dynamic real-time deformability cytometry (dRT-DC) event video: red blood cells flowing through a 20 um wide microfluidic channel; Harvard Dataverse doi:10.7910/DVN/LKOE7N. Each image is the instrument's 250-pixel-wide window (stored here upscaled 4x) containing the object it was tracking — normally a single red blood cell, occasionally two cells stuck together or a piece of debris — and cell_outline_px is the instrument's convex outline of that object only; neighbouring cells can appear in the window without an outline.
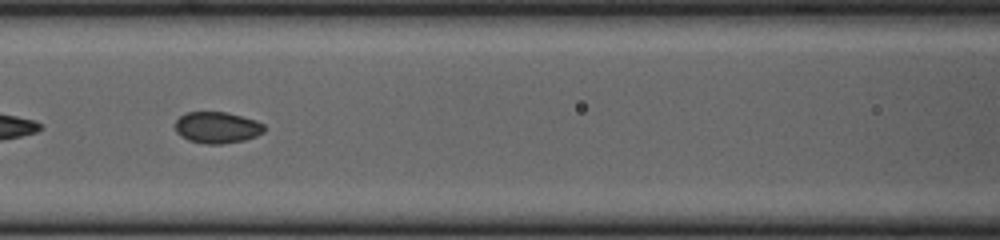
{"species": "common noctule bat (a hibernating species)", "species_latin": "Nyctalus noctula", "temperature_condition": "cold", "stored_images_in_passage": 50, "camera_frame_rate_fps": 3000, "um_per_image_px": 0.085, "animal": {"sex": "female", "body_mass_g": 23.0, "forearm_length_mm": 53.4}, "frame": {"image": 1, "passage_image": 23, "time_ms": 7.333, "image_size_px": [1000, 240], "cell_outline_px": [[264, 132], [256, 136], [244, 140], [220, 144], [204, 144], [188, 140], [180, 136], [176, 132], [176, 120], [180, 116], [188, 112], [228, 112], [256, 120], [264, 124]], "centroid_in_image_um": [18.46, 10.84], "position_along_channel_um": 148.1, "area_um2": 16.36}}
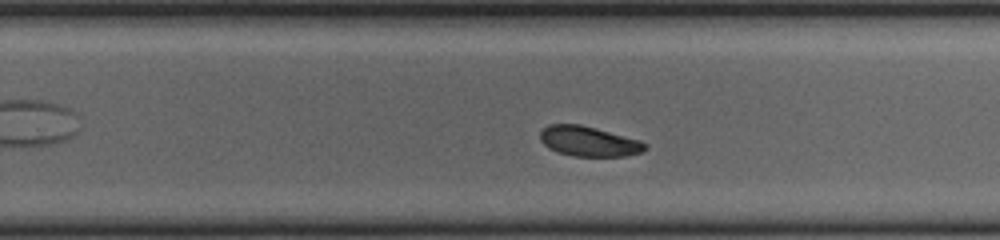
{"frame": {"image": 2, "passage_image": 34, "time_ms": 11.0, "image_size_px": [1000, 240], "cell_outline_px": [[648, 148], [640, 152], [624, 156], [572, 156], [556, 152], [548, 148], [540, 140], [540, 132], [548, 124], [580, 124], [640, 140], [648, 144]], "centroid_in_image_um": [50.03, 12.01], "position_along_channel_um": 279.8, "area_um2": 18.38}}
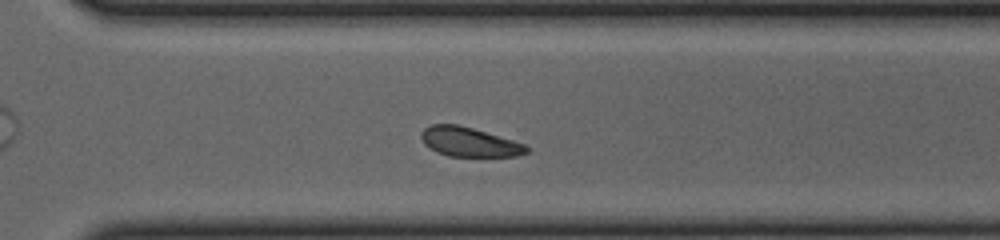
{"frame": {"image": 3, "passage_image": 38, "time_ms": 12.333, "image_size_px": [1000, 240], "cell_outline_px": [[528, 152], [516, 156], [448, 156], [436, 152], [428, 148], [424, 144], [420, 136], [420, 132], [424, 128], [432, 124], [456, 124], [472, 128], [512, 140], [524, 144], [528, 148]], "centroid_in_image_um": [39.82, 12.07], "position_along_channel_um": 330.8, "area_um2": 17.92}, "authors_computed_cell_mechanics": {"area_um2": 18.8139, "velocity_mm_per_s": 3.8464, "shape_relaxation_time_tau1_ms": 5.9951, "shape_relaxation_time_tau2_ms": null, "deformation_change_tau1": 0.1288, "deformation_change_tau2": null}}